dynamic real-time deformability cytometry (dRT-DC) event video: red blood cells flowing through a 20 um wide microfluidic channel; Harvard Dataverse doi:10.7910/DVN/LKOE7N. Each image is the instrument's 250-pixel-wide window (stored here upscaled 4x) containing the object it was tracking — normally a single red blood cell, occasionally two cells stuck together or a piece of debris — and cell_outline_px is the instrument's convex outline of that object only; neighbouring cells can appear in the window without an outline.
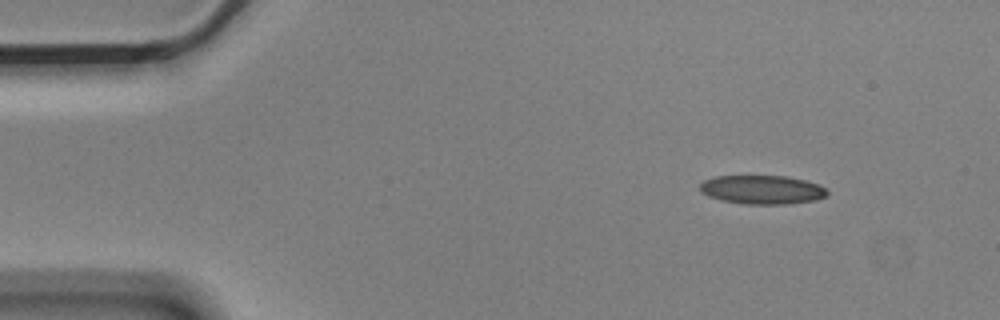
{"species": "Egyptian fruit bat (a non-hibernating species)", "species_latin": "Rousettus aegyptiacus", "temperature_condition": "cold", "stored_images_in_passage": 4, "camera_frame_rate_fps": 3000, "um_per_image_px": 0.085, "animal": {"sex": "male"}, "frame": {"image": 1, "passage_image": 1, "time_ms": 0.0, "image_size_px": [1000, 320], "cell_outline_px": [[828, 192], [824, 196], [816, 200], [788, 204], [740, 204], [720, 200], [708, 196], [700, 192], [700, 184], [704, 180], [716, 176], [788, 176], [808, 180], [820, 184]], "centroid_in_image_um": [64.78, 16.12], "position_along_channel_um": 20.2, "area_um2": 21.62}}
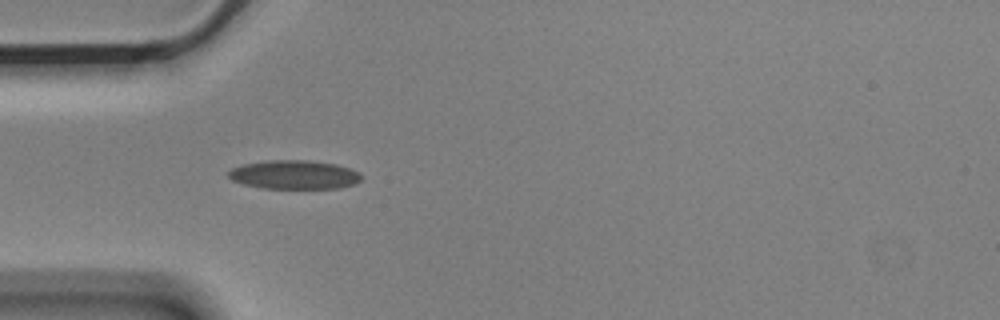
{"frame": {"image": 2, "passage_image": 3, "time_ms": 0.667, "image_size_px": [1000, 320], "cell_outline_px": [[364, 176], [356, 184], [340, 188], [260, 188], [244, 184], [232, 180], [228, 176], [228, 172], [232, 168], [244, 164], [268, 160], [308, 160], [336, 164], [360, 172]], "centroid_in_image_um": [25.04, 14.85], "position_along_channel_um": 60.0, "area_um2": 22.43}}
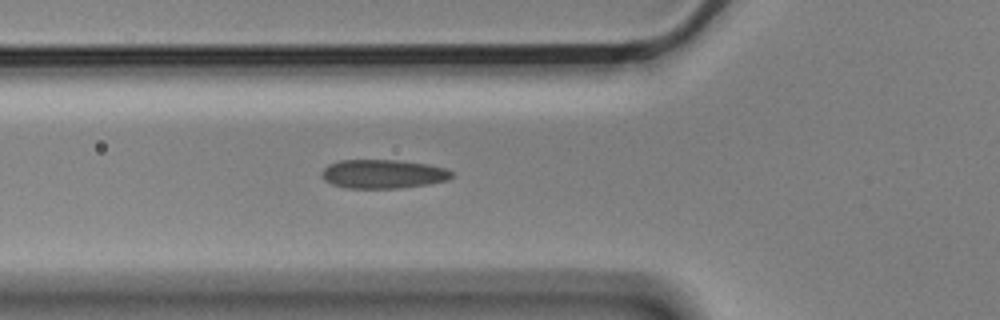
{"frame": {"image": 3, "passage_image": 4, "time_ms": 1.0, "image_size_px": [1000, 320], "cell_outline_px": [[452, 176], [448, 180], [428, 184], [400, 188], [344, 188], [332, 184], [324, 180], [320, 176], [320, 172], [328, 164], [340, 160], [396, 160], [428, 164], [444, 168], [452, 172]], "centroid_in_image_um": [32.51, 14.79], "position_along_channel_um": 93.3, "area_um2": 21.96}}